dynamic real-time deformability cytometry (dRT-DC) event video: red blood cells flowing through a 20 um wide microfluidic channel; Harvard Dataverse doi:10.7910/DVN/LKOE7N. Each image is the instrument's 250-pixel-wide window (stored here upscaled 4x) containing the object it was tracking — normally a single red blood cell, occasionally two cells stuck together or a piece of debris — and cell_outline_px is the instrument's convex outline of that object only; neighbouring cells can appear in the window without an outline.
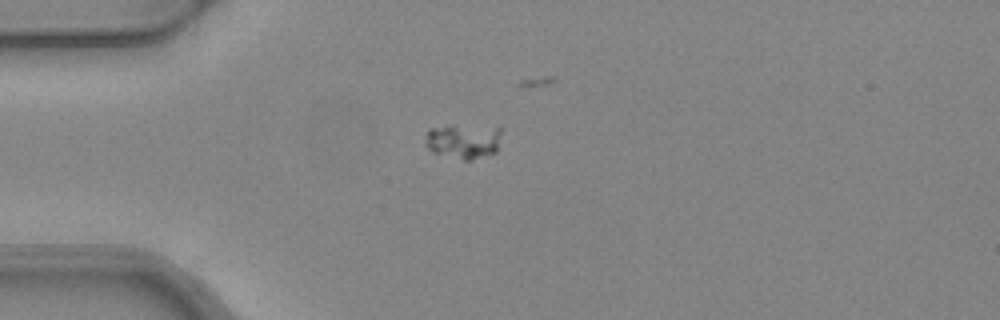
{"species": "common noctule bat (a hibernating species)", "species_latin": "Nyctalus noctula", "temperature_condition": "warm", "stored_images_in_passage": 3, "camera_frame_rate_fps": 3000, "um_per_image_px": 0.085, "animal": {"sex": "female", "body_mass_g": 24.6, "forearm_length_mm": 56.2}, "frame": {"image": 1, "passage_image": 1, "time_ms": 0.0, "image_size_px": [1000, 320], "cell_outline_px": [[500, 132], [496, 152], [472, 160], [464, 160], [432, 152], [424, 144], [424, 140], [428, 128], [500, 124]], "centroid_in_image_um": [39.41, 11.98], "position_along_channel_um": 45.6, "area_um2": 15.61}}
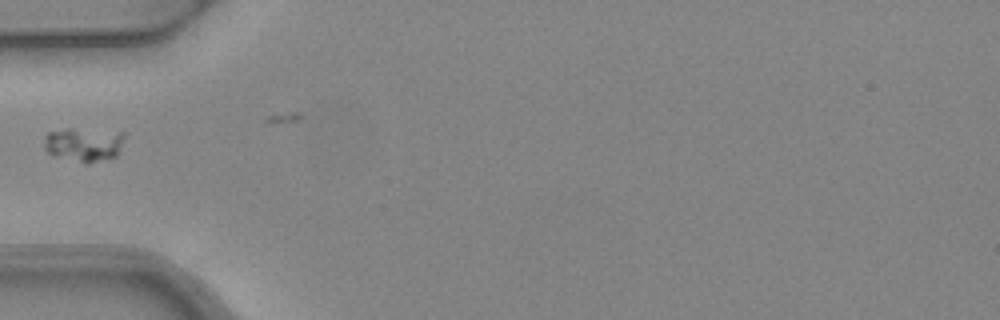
{"frame": {"image": 2, "passage_image": 2, "time_ms": 0.333, "image_size_px": [1000, 320], "cell_outline_px": [[124, 136], [116, 156], [88, 164], [84, 164], [52, 156], [44, 148], [44, 136], [48, 132], [68, 128], [72, 128], [124, 132]], "centroid_in_image_um": [7.07, 12.29], "position_along_channel_um": 77.9, "area_um2": 16.13}}
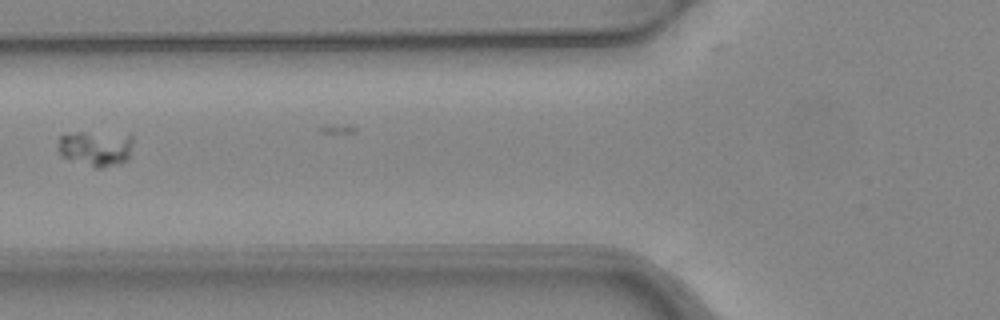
{"frame": {"image": 3, "passage_image": 3, "time_ms": 0.667, "image_size_px": [1000, 320], "cell_outline_px": [[132, 140], [128, 160], [116, 164], [100, 168], [96, 168], [60, 156], [56, 148], [60, 136], [76, 132], [84, 132], [132, 136]], "centroid_in_image_um": [8.07, 12.62], "position_along_channel_um": 117.7, "area_um2": 15.26}}